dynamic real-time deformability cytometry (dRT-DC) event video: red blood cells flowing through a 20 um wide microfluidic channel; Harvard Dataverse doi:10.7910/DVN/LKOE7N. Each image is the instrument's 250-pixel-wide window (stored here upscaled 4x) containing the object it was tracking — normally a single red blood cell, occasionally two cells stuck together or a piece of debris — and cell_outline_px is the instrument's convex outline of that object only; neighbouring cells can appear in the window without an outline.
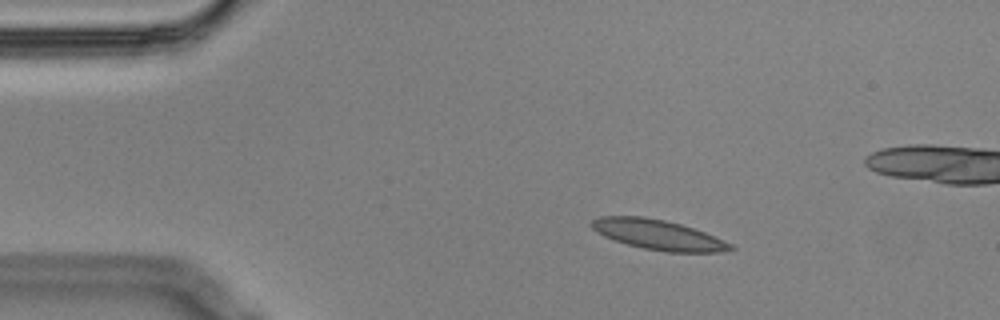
{"species": "Egyptian fruit bat (a non-hibernating species)", "species_latin": "Rousettus aegyptiacus", "temperature_condition": "cold", "stored_images_in_passage": 4, "camera_frame_rate_fps": 3000, "um_per_image_px": 0.085, "animal": {"sex": "male"}, "frame": {"image": 1, "passage_image": 1, "time_ms": 0.0, "image_size_px": [1000, 320], "cell_outline_px": [[736, 248], [720, 252], [664, 252], [644, 248], [628, 244], [604, 236], [592, 228], [588, 224], [592, 220], [600, 216], [644, 216], [664, 220], [680, 224], [704, 232], [724, 240], [732, 244]], "centroid_in_image_um": [55.94, 19.95], "position_along_channel_um": 29.1, "area_um2": 24.1}}
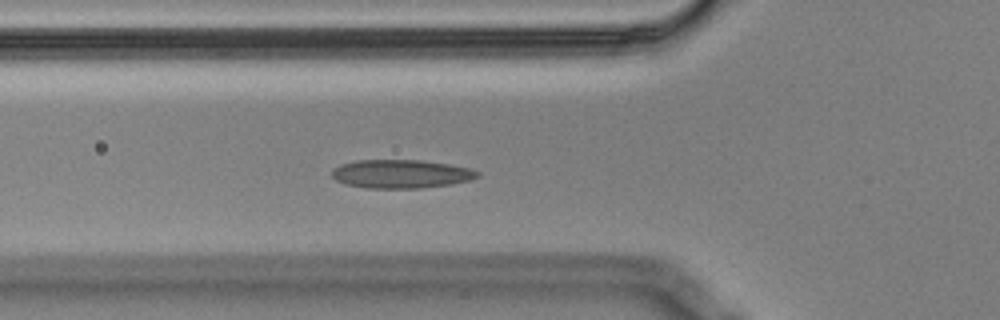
{"frame": {"image": 2, "passage_image": 4, "time_ms": 1.0, "image_size_px": [1000, 320], "cell_outline_px": [[480, 176], [468, 180], [452, 184], [420, 188], [364, 188], [344, 184], [336, 180], [332, 176], [332, 172], [340, 164], [356, 160], [420, 160], [448, 164], [468, 168], [480, 172]], "centroid_in_image_um": [34.07, 14.78], "position_along_channel_um": 91.7, "area_um2": 24.16}}